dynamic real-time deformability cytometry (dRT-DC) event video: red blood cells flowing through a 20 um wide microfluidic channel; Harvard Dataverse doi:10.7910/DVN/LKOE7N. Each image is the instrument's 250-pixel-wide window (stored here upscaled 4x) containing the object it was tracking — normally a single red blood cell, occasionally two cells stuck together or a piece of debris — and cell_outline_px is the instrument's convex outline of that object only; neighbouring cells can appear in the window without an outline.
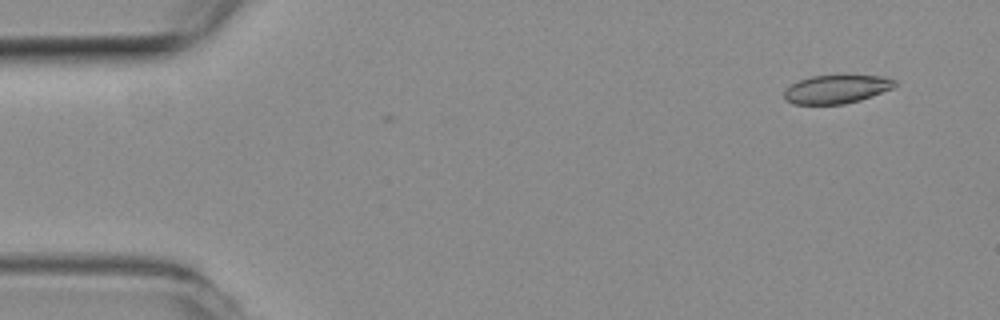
{"species": "common noctule bat (a hibernating species)", "species_latin": "Nyctalus noctula", "temperature_condition": "room temperature", "stored_images_in_passage": 5, "camera_frame_rate_fps": 3000, "um_per_image_px": 0.085, "animal": {"sex": "female", "body_mass_g": 19.3, "forearm_length_mm": 54.1}, "frame": {"image": 1, "passage_image": 3, "time_ms": 0.667, "image_size_px": [1000, 320], "cell_outline_px": [[896, 84], [892, 88], [872, 96], [860, 100], [844, 104], [792, 104], [784, 100], [784, 92], [792, 84], [800, 80], [812, 76], [880, 76], [896, 80]], "centroid_in_image_um": [71.08, 7.59], "position_along_channel_um": 13.9, "area_um2": 18.09}}